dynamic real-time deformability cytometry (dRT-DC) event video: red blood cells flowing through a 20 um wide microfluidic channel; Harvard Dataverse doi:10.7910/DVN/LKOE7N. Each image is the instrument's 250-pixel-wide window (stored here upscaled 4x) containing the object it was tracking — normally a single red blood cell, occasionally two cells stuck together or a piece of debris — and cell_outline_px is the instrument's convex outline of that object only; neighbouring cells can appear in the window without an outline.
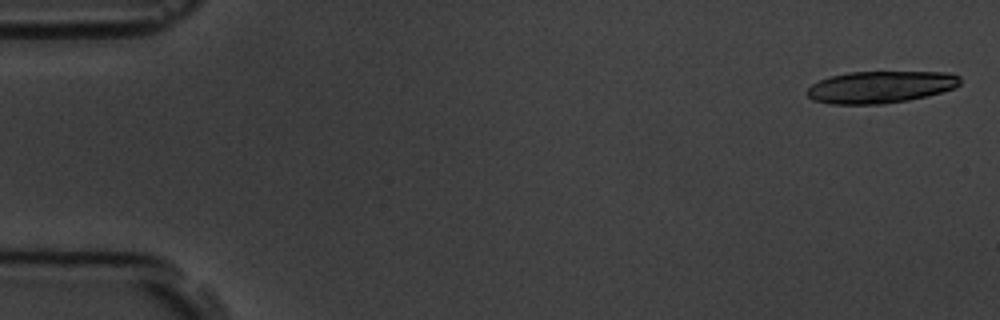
{"species": "common noctule bat (a hibernating species)", "species_latin": "Nyctalus noctula", "temperature_condition": "room temperature", "stored_images_in_passage": 5, "camera_frame_rate_fps": 3000, "um_per_image_px": 0.085, "animal": {"sex": "male", "body_mass_g": 19.5, "forearm_length_mm": 54.6}, "frame": {"image": 1, "passage_image": 1, "time_ms": 0.0, "image_size_px": [1000, 320], "cell_outline_px": [[960, 84], [956, 88], [908, 100], [884, 104], [832, 104], [812, 100], [808, 96], [808, 88], [812, 84], [820, 80], [832, 76], [848, 72], [944, 72], [960, 76]], "centroid_in_image_um": [74.84, 7.4], "position_along_channel_um": 10.2, "area_um2": 28.38}}